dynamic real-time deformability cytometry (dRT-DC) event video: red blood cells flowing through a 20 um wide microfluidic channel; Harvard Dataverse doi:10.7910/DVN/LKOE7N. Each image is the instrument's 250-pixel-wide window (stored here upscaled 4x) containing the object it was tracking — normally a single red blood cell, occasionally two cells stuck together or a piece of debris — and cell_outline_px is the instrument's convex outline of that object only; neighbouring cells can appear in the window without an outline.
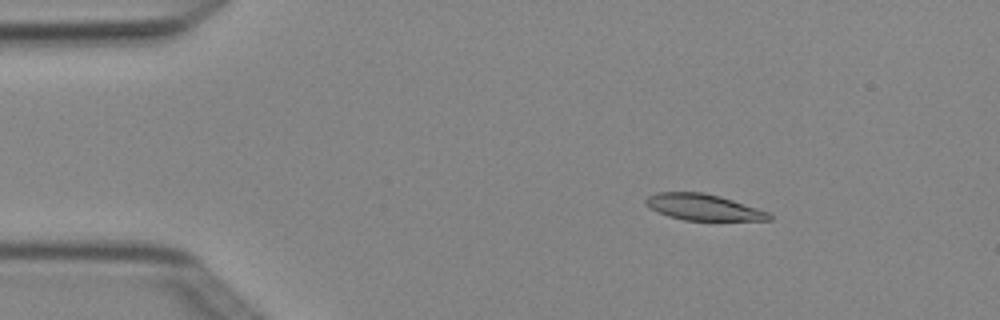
{"species": "Egyptian fruit bat (a non-hibernating species)", "species_latin": "Rousettus aegyptiacus", "temperature_condition": "cold", "stored_images_in_passage": 4, "camera_frame_rate_fps": 3000, "um_per_image_px": 0.085, "animal": {"sex": "female"}, "frame": {"image": 1, "passage_image": 2, "time_ms": 0.333, "image_size_px": [1000, 320], "cell_outline_px": [[772, 220], [684, 220], [668, 216], [656, 212], [644, 204], [644, 200], [648, 196], [656, 192], [704, 192], [720, 196], [768, 212], [772, 216]], "centroid_in_image_um": [59.72, 17.61], "position_along_channel_um": 25.3, "area_um2": 18.79}}
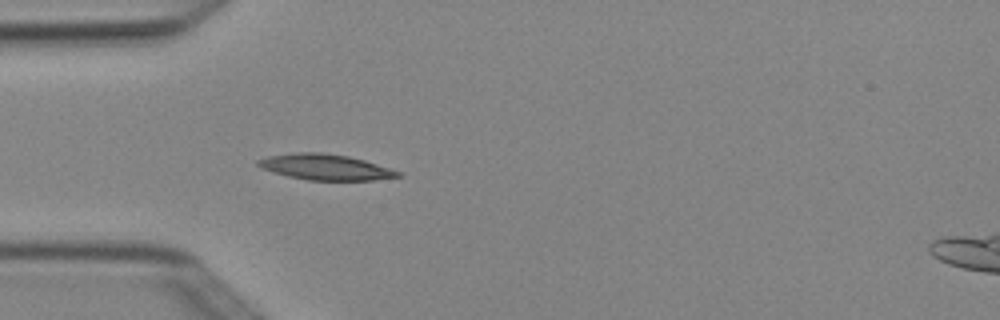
{"frame": {"image": 2, "passage_image": 4, "time_ms": 1.0, "image_size_px": [1000, 320], "cell_outline_px": [[400, 176], [372, 180], [308, 180], [288, 176], [260, 168], [256, 164], [256, 160], [268, 156], [296, 152], [320, 152], [348, 156], [364, 160], [400, 172]], "centroid_in_image_um": [27.59, 14.19], "position_along_channel_um": 57.4, "area_um2": 20.75}}